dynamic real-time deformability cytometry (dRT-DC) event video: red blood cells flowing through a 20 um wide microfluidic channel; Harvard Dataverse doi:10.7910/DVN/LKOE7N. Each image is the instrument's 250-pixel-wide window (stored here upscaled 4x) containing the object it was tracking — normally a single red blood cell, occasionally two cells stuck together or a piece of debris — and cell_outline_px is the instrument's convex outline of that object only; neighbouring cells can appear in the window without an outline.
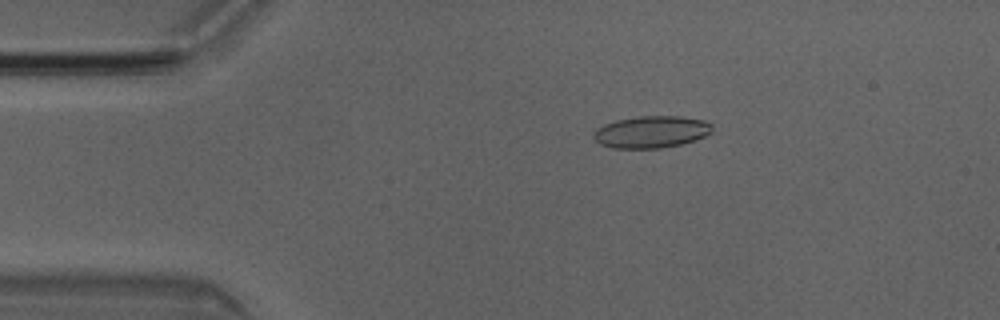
{"species": "Egyptian fruit bat (a non-hibernating species)", "species_latin": "Rousettus aegyptiacus", "temperature_condition": "room temperature", "stored_images_in_passage": 3, "camera_frame_rate_fps": 3000, "um_per_image_px": 0.085, "animal": {"sex": "male"}, "frame": {"image": 1, "passage_image": 3, "time_ms": 0.667, "image_size_px": [1000, 320], "cell_outline_px": [[712, 132], [704, 136], [680, 144], [660, 148], [616, 148], [600, 144], [592, 136], [592, 132], [596, 128], [604, 124], [616, 120], [640, 116], [680, 116], [704, 120], [712, 124]], "centroid_in_image_um": [55.33, 11.2], "position_along_channel_um": 29.7, "area_um2": 22.02}}